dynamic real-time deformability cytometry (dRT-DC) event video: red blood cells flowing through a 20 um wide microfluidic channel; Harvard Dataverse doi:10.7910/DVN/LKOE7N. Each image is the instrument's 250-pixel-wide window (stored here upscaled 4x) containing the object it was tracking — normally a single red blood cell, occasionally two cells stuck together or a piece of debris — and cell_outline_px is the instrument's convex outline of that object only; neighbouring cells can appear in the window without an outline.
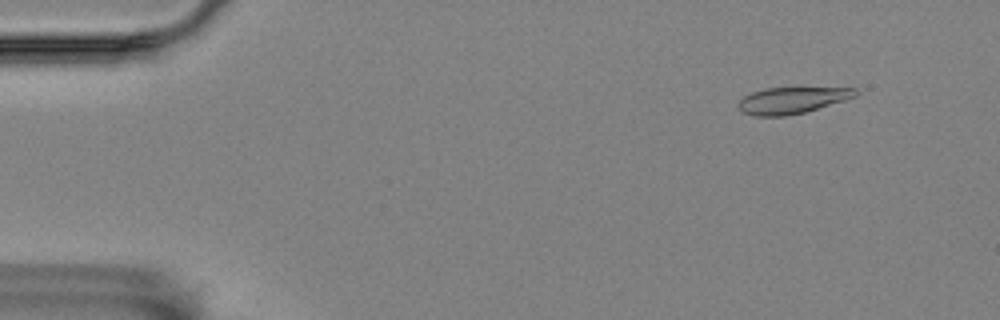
{"species": "Egyptian fruit bat (a non-hibernating species)", "species_latin": "Rousettus aegyptiacus", "temperature_condition": "room temperature", "stored_images_in_passage": 20, "camera_frame_rate_fps": 3000, "um_per_image_px": 0.085, "animal": {"sex": "female"}, "frame": {"image": 1, "passage_image": 6, "time_ms": 1.667, "image_size_px": [1000, 320], "cell_outline_px": [[856, 96], [844, 100], [804, 112], [784, 116], [752, 116], [740, 112], [736, 104], [744, 96], [752, 92], [768, 88], [856, 88]], "centroid_in_image_um": [67.23, 8.54], "position_along_channel_um": 17.8, "area_um2": 17.86}}
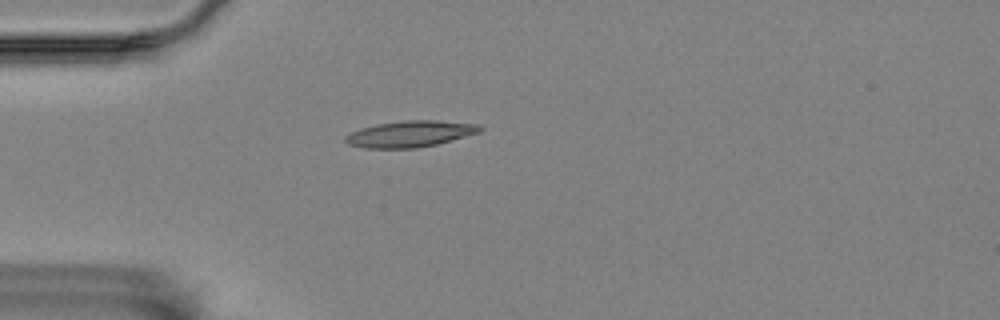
{"frame": {"image": 2, "passage_image": 16, "time_ms": 5.0, "image_size_px": [1000, 320], "cell_outline_px": [[484, 128], [480, 132], [436, 144], [416, 148], [364, 148], [348, 144], [344, 140], [344, 136], [360, 128], [376, 124], [404, 120], [436, 120], [480, 124]], "centroid_in_image_um": [34.86, 11.37], "position_along_channel_um": 50.1, "area_um2": 20.63}}